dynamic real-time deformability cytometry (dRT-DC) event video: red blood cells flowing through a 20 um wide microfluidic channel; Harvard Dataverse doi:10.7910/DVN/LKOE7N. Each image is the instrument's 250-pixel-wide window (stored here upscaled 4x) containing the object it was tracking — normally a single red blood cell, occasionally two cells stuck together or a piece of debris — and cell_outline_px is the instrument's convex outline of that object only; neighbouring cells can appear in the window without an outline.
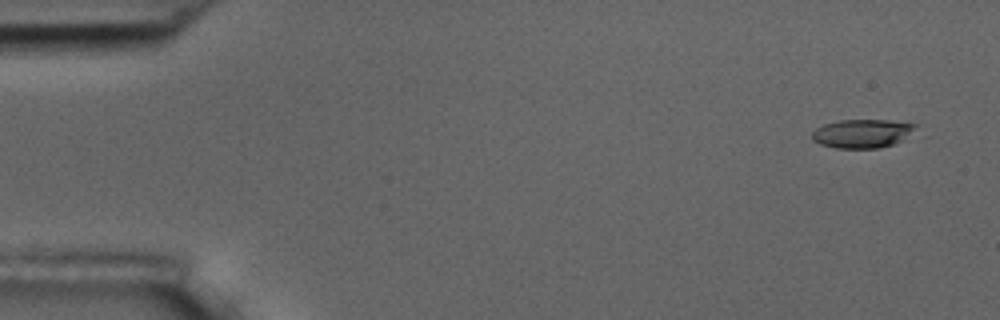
{"species": "common noctule bat (a hibernating species)", "species_latin": "Nyctalus noctula", "temperature_condition": "room temperature", "stored_images_in_passage": 8, "camera_frame_rate_fps": 3000, "um_per_image_px": 0.085, "animal": {"sex": "male", "body_mass_g": 17.5, "forearm_length_mm": 52.3}, "frame": {"image": 1, "passage_image": 1, "time_ms": 0.0, "image_size_px": [1000, 320], "cell_outline_px": [[928, 136], [880, 148], [836, 148], [820, 144], [812, 140], [812, 132], [816, 128], [824, 124], [840, 120], [888, 120], [920, 124]], "centroid_in_image_um": [73.66, 11.36], "position_along_channel_um": 11.3, "area_um2": 18.9}}
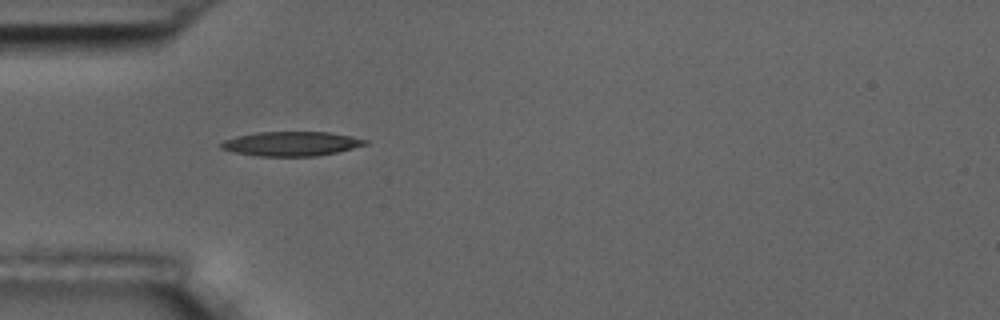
{"frame": {"image": 2, "passage_image": 5, "time_ms": 4.667, "image_size_px": [1000, 320], "cell_outline_px": [[368, 144], [336, 152], [316, 156], [260, 156], [236, 152], [220, 148], [220, 144], [224, 140], [236, 136], [256, 132], [328, 132], [352, 136], [368, 140]], "centroid_in_image_um": [24.77, 12.21], "position_along_channel_um": 60.2, "area_um2": 20.35}}
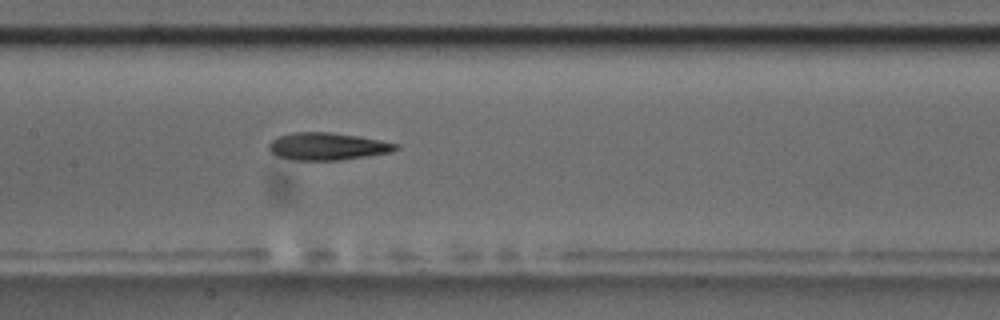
{"frame": {"image": 3, "passage_image": 8, "time_ms": 8.0, "image_size_px": [1000, 320], "cell_outline_px": [[400, 148], [392, 152], [340, 160], [292, 160], [276, 156], [268, 148], [268, 144], [272, 140], [280, 136], [292, 132], [332, 132], [360, 136], [400, 144]], "centroid_in_image_um": [27.85, 12.44], "position_along_channel_um": 179.5, "area_um2": 20.4}}